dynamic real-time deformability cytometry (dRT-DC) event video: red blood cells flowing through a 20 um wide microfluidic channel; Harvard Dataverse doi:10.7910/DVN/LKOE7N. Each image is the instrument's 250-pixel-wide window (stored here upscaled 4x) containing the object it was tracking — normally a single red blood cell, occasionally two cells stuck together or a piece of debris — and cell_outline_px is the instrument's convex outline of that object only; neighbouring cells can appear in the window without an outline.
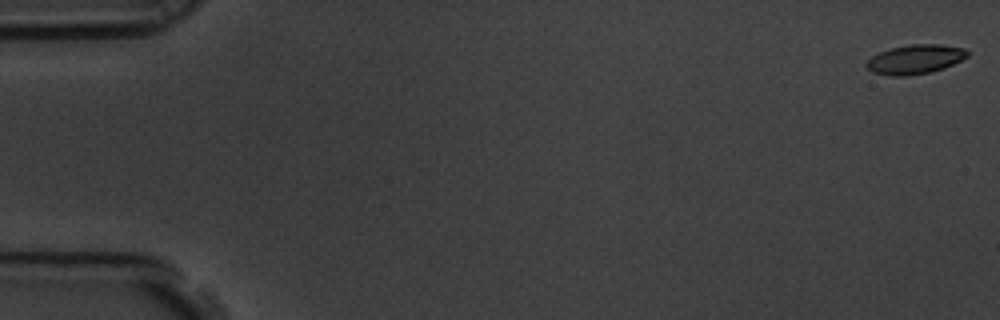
{"species": "common noctule bat (a hibernating species)", "species_latin": "Nyctalus noctula", "temperature_condition": "room temperature", "stored_images_in_passage": 58, "camera_frame_rate_fps": 3000, "um_per_image_px": 0.085, "animal": {"sex": "male", "body_mass_g": 19.5, "forearm_length_mm": 54.6}, "frame": {"image": 1, "passage_image": 1, "time_ms": 0.0, "image_size_px": [1000, 320], "cell_outline_px": [[968, 56], [944, 68], [928, 72], [904, 76], [892, 76], [872, 72], [864, 64], [872, 56], [880, 52], [892, 48], [912, 44], [940, 44], [964, 48], [968, 52]], "centroid_in_image_um": [77.77, 5.04], "position_along_channel_um": 7.2, "area_um2": 16.99}}
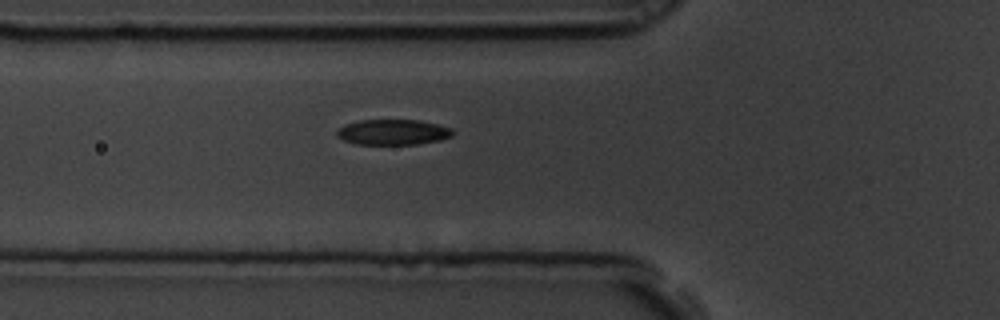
{"frame": {"image": 2, "passage_image": 21, "time_ms": 6.667, "image_size_px": [1000, 320], "cell_outline_px": [[456, 132], [452, 136], [440, 140], [416, 144], [356, 144], [344, 140], [336, 136], [336, 132], [344, 124], [360, 120], [420, 120], [452, 128]], "centroid_in_image_um": [33.42, 11.23], "position_along_channel_um": 92.4, "area_um2": 17.22}}
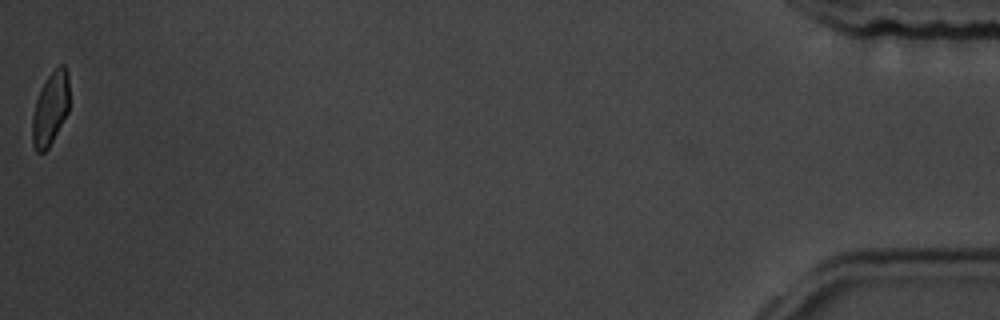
{"frame": {"image": 3, "passage_image": 58, "time_ms": 19.0, "image_size_px": [1000, 320], "cell_outline_px": [[68, 112], [48, 148], [44, 152], [36, 152], [32, 144], [32, 116], [36, 100], [40, 88], [48, 76], [60, 64], [64, 64], [68, 72]], "centroid_in_image_um": [4.26, 9.23], "position_along_channel_um": 430.9, "area_um2": 15.72}, "authors_computed_cell_mechanics": {"area_um2": 17.3978, "velocity_mm_per_s": 3.5453, "shape_relaxation_time_tau1_ms": 2.3943, "shape_relaxation_time_tau2_ms": 2.1057, "deformation_change_tau1": 0.1094, "deformation_change_tau2": 0.079}}